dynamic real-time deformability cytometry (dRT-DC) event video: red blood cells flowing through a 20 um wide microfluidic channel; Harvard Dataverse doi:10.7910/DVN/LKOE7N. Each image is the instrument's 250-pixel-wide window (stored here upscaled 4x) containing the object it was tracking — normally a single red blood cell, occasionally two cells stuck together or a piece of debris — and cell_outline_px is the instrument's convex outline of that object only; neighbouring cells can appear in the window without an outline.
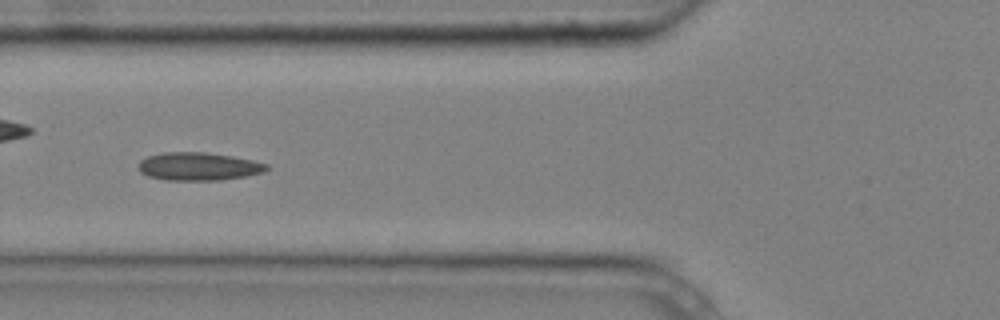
{"species": "common noctule bat (a hibernating species)", "species_latin": "Nyctalus noctula", "temperature_condition": "cold", "stored_images_in_passage": 8, "camera_frame_rate_fps": 3000, "um_per_image_px": 0.085, "animal": {"sex": "male", "body_mass_g": 20.4}, "frame": {"image": 1, "passage_image": 6, "time_ms": 1.667, "image_size_px": [1000, 320], "cell_outline_px": [[268, 168], [264, 172], [244, 176], [220, 180], [164, 180], [148, 176], [140, 172], [140, 160], [148, 156], [164, 152], [204, 152], [232, 156], [252, 160], [268, 164]], "centroid_in_image_um": [16.87, 14.14], "position_along_channel_um": 108.9, "area_um2": 20.81}}
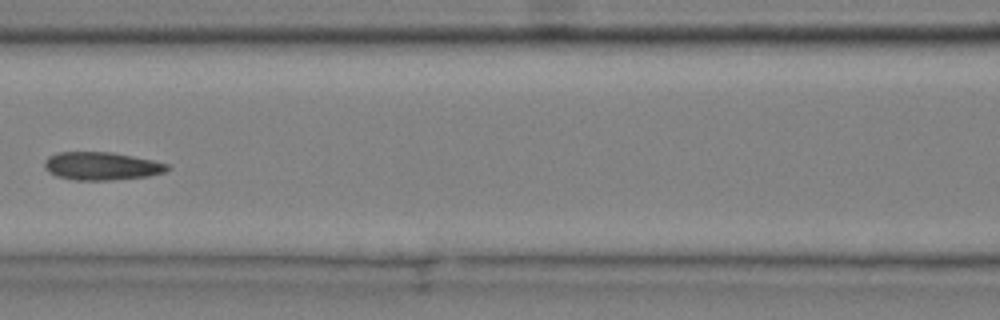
{"frame": {"image": 2, "passage_image": 7, "time_ms": 2.0, "image_size_px": [1000, 320], "cell_outline_px": [[172, 168], [164, 172], [148, 176], [108, 180], [72, 180], [56, 176], [48, 172], [44, 168], [44, 160], [48, 156], [56, 152], [112, 152], [152, 160], [168, 164]], "centroid_in_image_um": [8.59, 14.11], "position_along_channel_um": 158.0, "area_um2": 20.17}}